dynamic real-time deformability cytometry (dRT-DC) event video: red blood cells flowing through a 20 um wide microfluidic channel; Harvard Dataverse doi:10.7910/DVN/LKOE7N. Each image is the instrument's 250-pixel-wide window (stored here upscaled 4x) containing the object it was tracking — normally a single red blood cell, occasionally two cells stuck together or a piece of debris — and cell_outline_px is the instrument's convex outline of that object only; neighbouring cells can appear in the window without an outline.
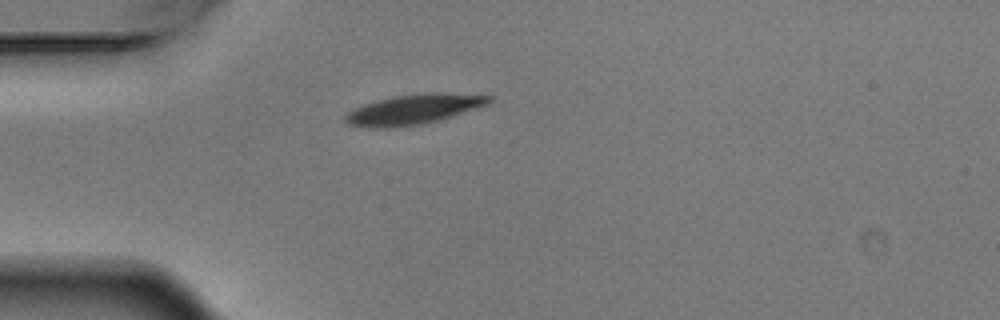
{"species": "Egyptian fruit bat (a non-hibernating species)", "species_latin": "Rousettus aegyptiacus", "temperature_condition": "warm", "stored_images_in_passage": 1, "camera_frame_rate_fps": 3000, "um_per_image_px": 0.085, "animal": {"sex": "male"}, "frame": {"image": 1, "passage_image": 1, "time_ms": 0.0, "image_size_px": [1000, 320], "cell_outline_px": [[492, 100], [488, 104], [440, 120], [420, 124], [388, 128], [348, 124], [344, 120], [344, 116], [352, 108], [364, 104], [396, 96], [424, 92], [440, 92], [492, 96]], "centroid_in_image_um": [35.18, 9.28], "position_along_channel_um": 49.8, "area_um2": 24.74}}